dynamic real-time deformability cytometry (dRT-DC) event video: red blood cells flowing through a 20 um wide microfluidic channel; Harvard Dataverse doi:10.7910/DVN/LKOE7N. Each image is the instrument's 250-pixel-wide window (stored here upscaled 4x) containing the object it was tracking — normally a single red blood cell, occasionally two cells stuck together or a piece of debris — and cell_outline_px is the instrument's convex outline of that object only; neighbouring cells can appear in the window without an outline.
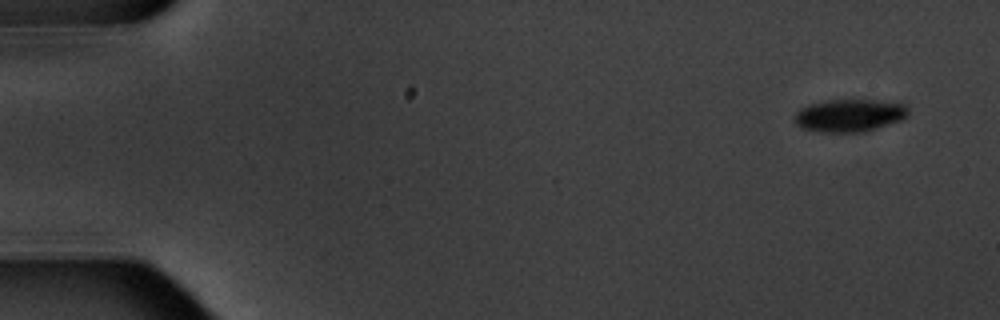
{"species": "common noctule bat (a hibernating species)", "species_latin": "Nyctalus noctula", "temperature_condition": "warm", "stored_images_in_passage": 15, "camera_frame_rate_fps": 3000, "um_per_image_px": 0.085, "animal": {"sex": "male", "body_mass_g": 20.1, "forearm_length_mm": 53.5}, "frame": {"image": 1, "passage_image": 1, "time_ms": 0.0, "image_size_px": [1000, 320], "cell_outline_px": [[908, 116], [900, 120], [864, 132], [820, 132], [800, 128], [792, 120], [792, 116], [800, 108], [808, 104], [828, 100], [876, 100], [904, 104], [908, 108]], "centroid_in_image_um": [72.14, 9.81], "position_along_channel_um": 12.9, "area_um2": 21.79}}
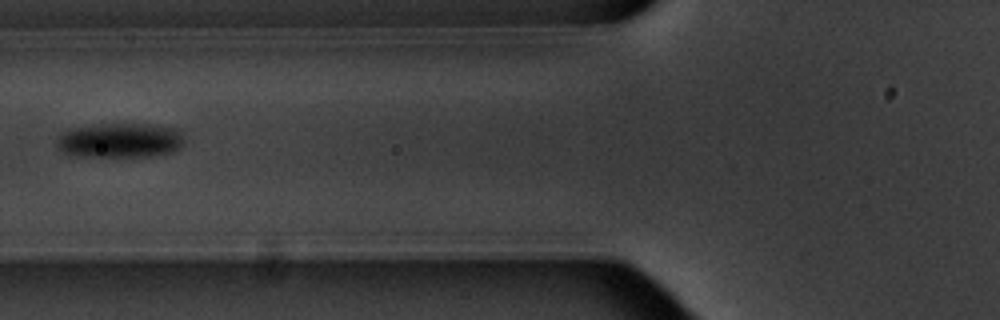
{"frame": {"image": 2, "passage_image": 6, "time_ms": 6.667, "image_size_px": [1000, 320], "cell_outline_px": [[184, 140], [180, 148], [172, 152], [148, 156], [72, 156], [56, 148], [56, 140], [68, 128], [104, 124], [152, 124], [176, 128], [180, 132]], "centroid_in_image_um": [10.18, 11.93], "position_along_channel_um": 115.6, "area_um2": 25.84}}
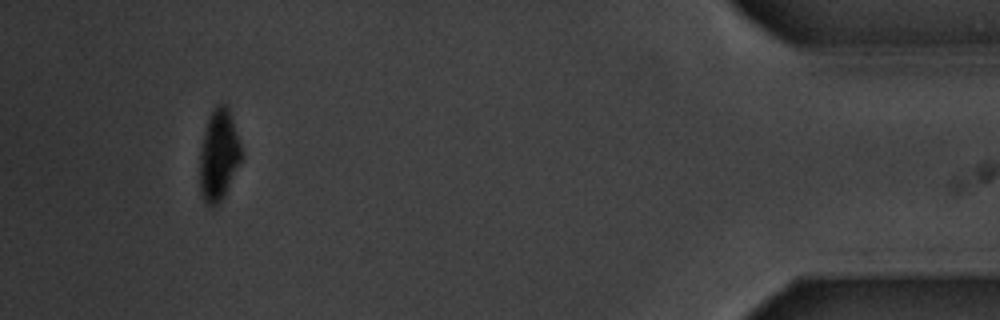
{"frame": {"image": 3, "passage_image": 14, "time_ms": 17.0, "image_size_px": [1000, 320], "cell_outline_px": [[240, 160], [224, 196], [212, 208], [204, 200], [200, 188], [200, 152], [204, 132], [208, 116], [212, 108], [220, 104], [228, 104], [240, 140]], "centroid_in_image_um": [18.58, 13.11], "position_along_channel_um": 416.6, "area_um2": 21.85}, "authors_computed_cell_mechanics": {"area_um2": 23.2934, "velocity_mm_per_s": 3.5182, "shape_relaxation_time_tau1_ms": 1.5116, "shape_relaxation_time_tau2_ms": null, "deformation_change_tau1": 0.0988, "deformation_change_tau2": null}}